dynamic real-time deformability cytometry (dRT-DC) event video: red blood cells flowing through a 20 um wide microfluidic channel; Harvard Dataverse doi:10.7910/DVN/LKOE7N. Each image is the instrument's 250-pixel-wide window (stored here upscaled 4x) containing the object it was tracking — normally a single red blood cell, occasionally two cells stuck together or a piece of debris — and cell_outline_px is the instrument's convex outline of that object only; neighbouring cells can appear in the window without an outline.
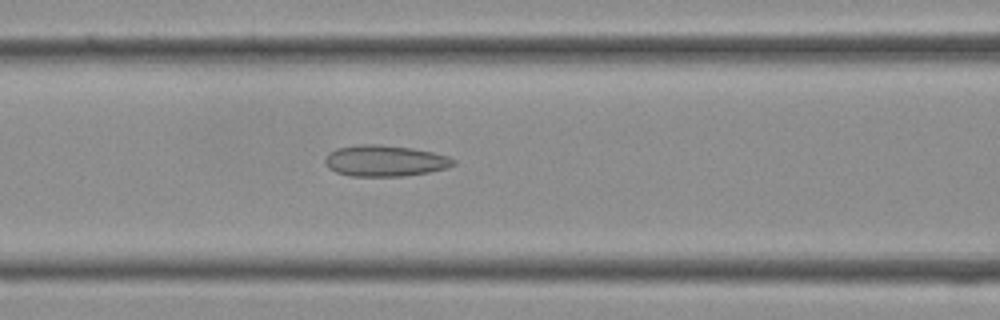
{"species": "Egyptian fruit bat (a non-hibernating species)", "species_latin": "Rousettus aegyptiacus", "temperature_condition": "cold", "stored_images_in_passage": 37, "camera_frame_rate_fps": 3000, "um_per_image_px": 0.085, "frame": {"image": 1, "passage_image": 15, "time_ms": 4.667, "image_size_px": [1000, 320], "cell_outline_px": [[456, 164], [448, 168], [428, 172], [404, 176], [352, 176], [336, 172], [328, 168], [324, 160], [336, 148], [360, 144], [376, 144], [412, 148], [432, 152], [448, 156], [456, 160]], "centroid_in_image_um": [32.75, 13.67], "position_along_channel_um": 133.8, "area_um2": 23.24}}
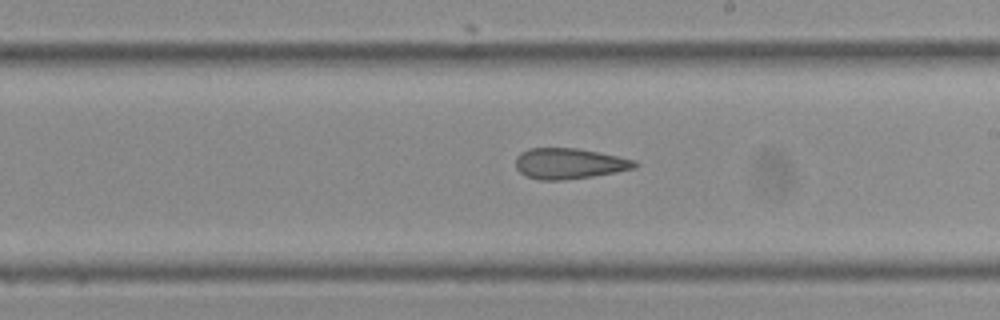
{"frame": {"image": 2, "passage_image": 21, "time_ms": 6.667, "image_size_px": [1000, 320], "cell_outline_px": [[640, 164], [636, 168], [616, 172], [592, 176], [564, 180], [540, 180], [524, 176], [516, 168], [516, 156], [520, 152], [528, 148], [576, 148], [636, 160]], "centroid_in_image_um": [48.36, 13.91], "position_along_channel_um": 240.6, "area_um2": 21.39}}
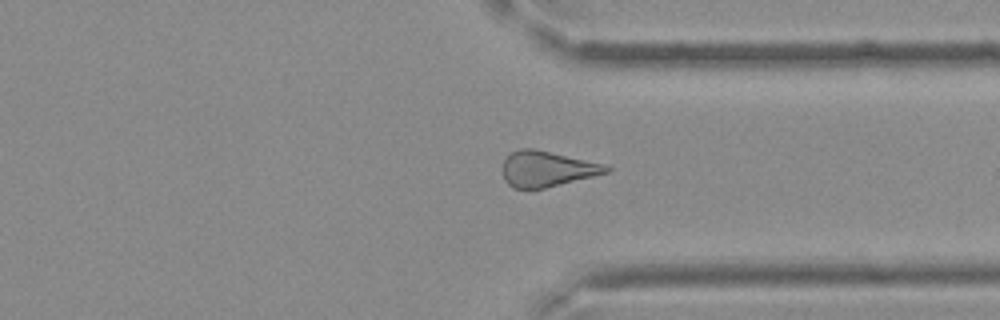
{"frame": {"image": 3, "passage_image": 28, "time_ms": 9.0, "image_size_px": [1000, 320], "cell_outline_px": [[612, 168], [608, 172], [544, 188], [512, 188], [504, 180], [504, 160], [512, 152], [520, 148], [532, 148], [604, 164]], "centroid_in_image_um": [46.47, 14.35], "position_along_channel_um": 364.9, "area_um2": 20.98}}